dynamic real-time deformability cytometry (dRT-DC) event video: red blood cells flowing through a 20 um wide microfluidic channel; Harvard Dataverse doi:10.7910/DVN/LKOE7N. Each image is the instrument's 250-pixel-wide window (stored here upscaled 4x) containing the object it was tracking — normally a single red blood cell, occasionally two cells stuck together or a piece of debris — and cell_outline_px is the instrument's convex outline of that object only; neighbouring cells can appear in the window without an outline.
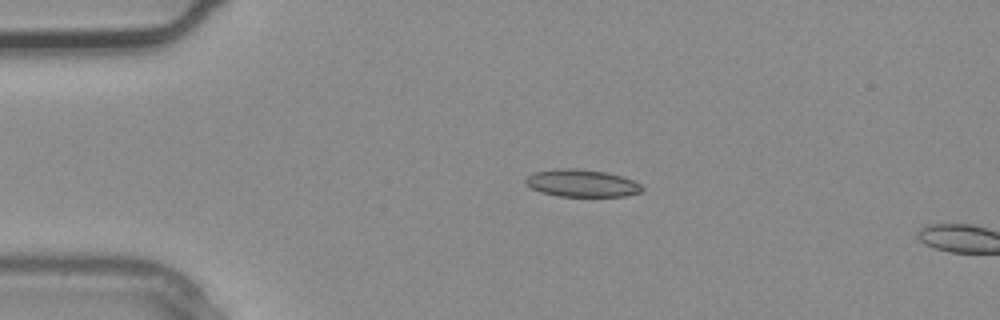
{"species": "common noctule bat (a hibernating species)", "species_latin": "Nyctalus noctula", "temperature_condition": "warm", "stored_images_in_passage": 4, "camera_frame_rate_fps": 3000, "um_per_image_px": 0.085, "animal": {"sex": "male", "body_mass_g": 20.4}, "frame": {"image": 1, "passage_image": 3, "time_ms": 0.667, "image_size_px": [1000, 320], "cell_outline_px": [[644, 188], [640, 192], [624, 196], [560, 196], [540, 192], [524, 184], [524, 180], [528, 176], [536, 172], [556, 168], [576, 168], [608, 172], [632, 180], [640, 184]], "centroid_in_image_um": [49.43, 15.56], "position_along_channel_um": 35.6, "area_um2": 18.55}}